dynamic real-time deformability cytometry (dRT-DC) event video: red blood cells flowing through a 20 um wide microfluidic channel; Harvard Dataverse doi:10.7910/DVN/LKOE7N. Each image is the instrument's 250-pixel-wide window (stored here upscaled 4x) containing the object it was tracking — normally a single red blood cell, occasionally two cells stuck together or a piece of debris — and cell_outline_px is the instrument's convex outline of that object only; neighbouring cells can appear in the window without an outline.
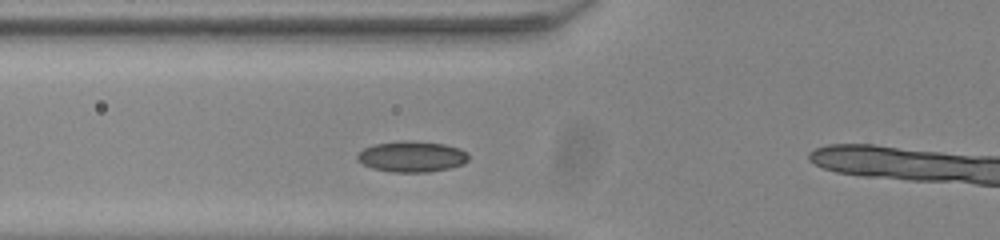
{"species": "common noctule bat (a hibernating species)", "species_latin": "Nyctalus noctula", "temperature_condition": "room temperature", "stored_images_in_passage": 43, "camera_frame_rate_fps": 3000, "um_per_image_px": 0.085, "animal": {"sex": "male", "body_mass_g": 20.0, "forearm_length_mm": 53.3}, "frame": {"image": 1, "passage_image": 16, "time_ms": 5.0, "image_size_px": [1000, 240], "cell_outline_px": [[468, 160], [464, 164], [448, 168], [428, 172], [392, 172], [372, 168], [364, 164], [356, 156], [364, 148], [376, 144], [404, 140], [416, 140], [444, 144], [460, 148], [468, 152]], "centroid_in_image_um": [35.05, 13.3], "position_along_channel_um": 90.7, "area_um2": 20.0}}
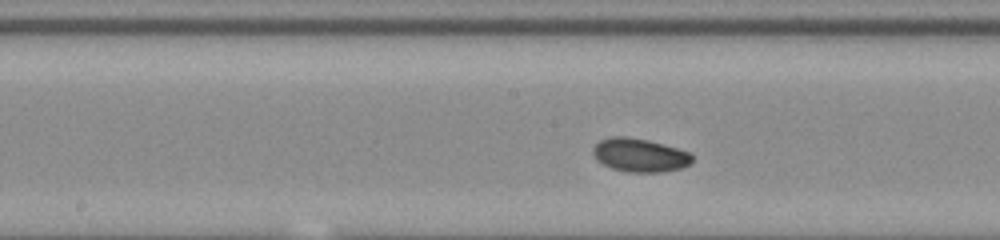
{"frame": {"image": 2, "passage_image": 24, "time_ms": 7.667, "image_size_px": [1000, 240], "cell_outline_px": [[692, 160], [688, 164], [680, 168], [664, 172], [628, 172], [612, 168], [596, 160], [592, 152], [592, 148], [600, 140], [612, 136], [628, 136], [648, 140], [676, 148], [688, 152], [692, 156]], "centroid_in_image_um": [54.33, 13.18], "position_along_channel_um": 193.9, "area_um2": 19.25}}
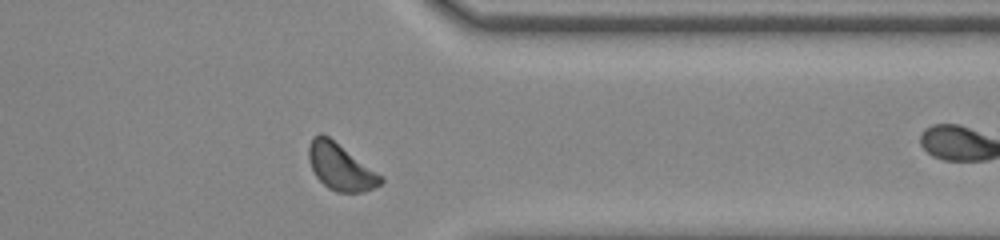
{"frame": {"image": 3, "passage_image": 39, "time_ms": 12.667, "image_size_px": [1000, 240], "cell_outline_px": [[384, 180], [380, 184], [364, 192], [336, 192], [328, 188], [316, 176], [308, 160], [308, 148], [312, 136], [320, 132], [328, 136], [384, 176]], "centroid_in_image_um": [28.94, 14.17], "position_along_channel_um": 382.5, "area_um2": 19.59}}